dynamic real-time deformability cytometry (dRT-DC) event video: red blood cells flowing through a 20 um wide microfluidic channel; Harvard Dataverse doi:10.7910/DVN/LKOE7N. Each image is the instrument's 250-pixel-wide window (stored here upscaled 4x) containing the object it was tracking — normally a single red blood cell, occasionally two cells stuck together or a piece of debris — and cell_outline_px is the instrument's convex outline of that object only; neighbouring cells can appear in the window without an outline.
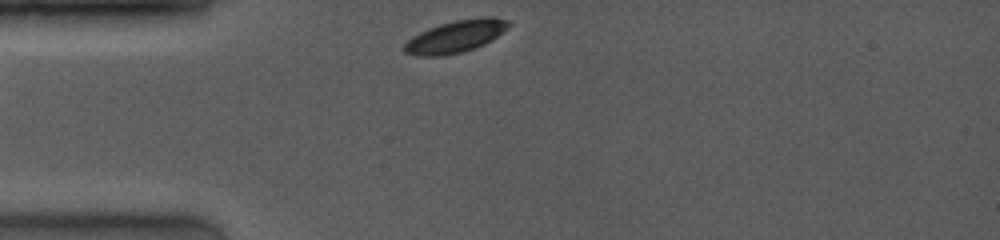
{"species": "common noctule bat (a hibernating species)", "species_latin": "Nyctalus noctula", "temperature_condition": "room temperature", "stored_images_in_passage": 37, "camera_frame_rate_fps": 4000, "um_per_image_px": 0.085, "animal": {"sex": "female", "body_mass_g": 19.0, "forearm_length_mm": 53.3}, "frame": {"image": 1, "passage_image": 1, "time_ms": 0.0, "image_size_px": [1000, 240], "cell_outline_px": [[512, 24], [508, 28], [492, 40], [484, 44], [464, 52], [440, 56], [416, 56], [404, 52], [404, 44], [412, 36], [428, 28], [440, 24], [456, 20], [484, 16], [492, 16], [508, 20]], "centroid_in_image_um": [38.75, 3.09], "position_along_channel_um": 46.2, "area_um2": 19.71}}
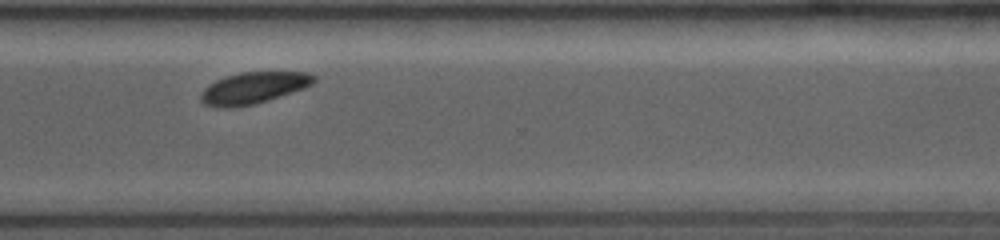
{"frame": {"image": 2, "passage_image": 29, "time_ms": 8.0, "image_size_px": [1000, 240], "cell_outline_px": [[316, 80], [312, 84], [304, 88], [256, 104], [232, 108], [216, 108], [204, 104], [200, 100], [200, 96], [204, 88], [208, 84], [216, 80], [240, 72], [308, 72], [316, 76]], "centroid_in_image_um": [21.52, 7.48], "position_along_channel_um": 349.1, "area_um2": 20.92}}
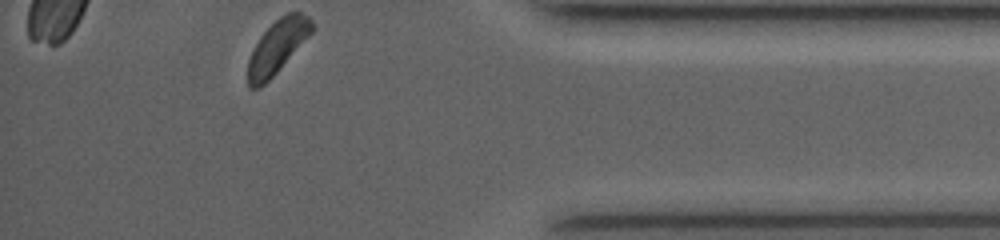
{"frame": {"image": 3, "passage_image": 37, "time_ms": 10.0, "image_size_px": [1000, 240], "cell_outline_px": [[316, 28], [276, 72], [264, 84], [256, 88], [248, 88], [248, 60], [252, 48], [260, 36], [280, 16], [288, 12], [300, 12], [308, 16], [312, 20]], "centroid_in_image_um": [23.58, 3.94], "position_along_channel_um": 411.6, "area_um2": 19.65}, "authors_computed_cell_mechanics": {"area_um2": 20.9236, "velocity_mm_per_s": 3.9889, "shape_relaxation_time_tau1_ms": 0.8819, "shape_relaxation_time_tau2_ms": null, "deformation_change_tau1": 0.0691, "deformation_change_tau2": null}}